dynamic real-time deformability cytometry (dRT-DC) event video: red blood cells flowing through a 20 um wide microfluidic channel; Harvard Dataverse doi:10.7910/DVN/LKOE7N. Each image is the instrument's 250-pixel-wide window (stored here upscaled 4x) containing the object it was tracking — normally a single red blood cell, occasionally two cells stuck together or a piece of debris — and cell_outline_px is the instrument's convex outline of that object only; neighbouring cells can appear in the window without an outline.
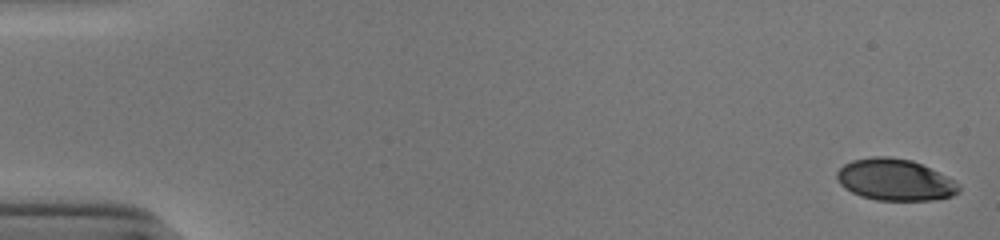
{"species": "human", "species_latin": "Homo sapiens", "temperature_condition": "cold", "stored_images_in_passage": 52, "camera_frame_rate_fps": 3000, "um_per_image_px": 0.085, "donor": {"sex": "male"}, "frame": {"image": 1, "passage_image": 1, "time_ms": 0.0, "image_size_px": [1000, 240], "cell_outline_px": [[960, 192], [952, 196], [932, 200], [876, 200], [860, 196], [844, 188], [840, 184], [836, 176], [836, 172], [844, 164], [852, 160], [872, 156], [888, 156], [912, 160], [956, 180], [960, 184]], "centroid_in_image_um": [76.08, 15.28], "position_along_channel_um": 8.9, "area_um2": 29.77}}
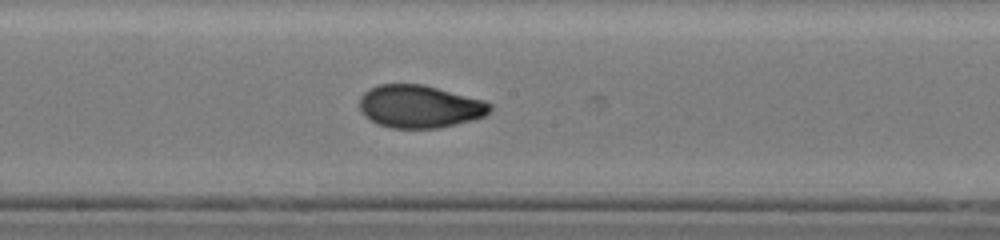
{"frame": {"image": 2, "passage_image": 29, "time_ms": 9.333, "image_size_px": [1000, 240], "cell_outline_px": [[492, 108], [484, 116], [472, 120], [456, 124], [436, 128], [392, 128], [376, 124], [368, 120], [360, 112], [360, 96], [364, 92], [380, 84], [424, 84], [484, 100], [492, 104]], "centroid_in_image_um": [35.65, 9.05], "position_along_channel_um": 212.6, "area_um2": 32.66}}
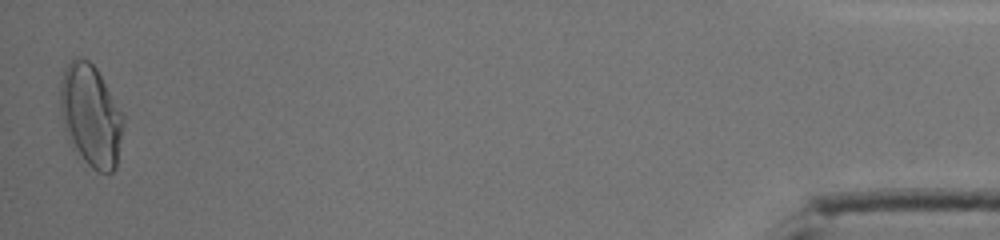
{"frame": {"image": 3, "passage_image": 52, "time_ms": 17.0, "image_size_px": [1000, 240], "cell_outline_px": [[124, 120], [116, 168], [112, 172], [96, 172], [72, 148], [68, 140], [64, 128], [60, 112], [60, 84], [64, 72], [68, 64], [76, 56], [84, 56], [96, 68], [124, 116]], "centroid_in_image_um": [7.7, 9.83], "position_along_channel_um": 427.5, "area_um2": 37.45}, "authors_computed_cell_mechanics": {"area_um2": 32.079, "velocity_mm_per_s": 3.921, "shape_relaxation_time_tau1_ms": 4.6048, "shape_relaxation_time_tau2_ms": 1.0168, "deformation_change_tau1": 0.171, "deformation_change_tau2": 0.0496}}